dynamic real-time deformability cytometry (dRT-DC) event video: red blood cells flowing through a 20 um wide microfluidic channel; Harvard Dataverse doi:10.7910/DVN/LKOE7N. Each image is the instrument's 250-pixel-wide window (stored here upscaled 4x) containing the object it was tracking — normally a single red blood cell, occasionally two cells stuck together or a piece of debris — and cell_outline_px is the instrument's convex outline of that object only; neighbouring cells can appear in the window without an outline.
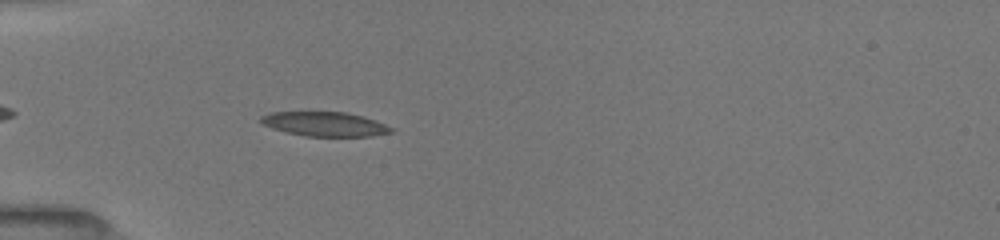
{"species": "common noctule bat (a hibernating species)", "species_latin": "Nyctalus noctula", "temperature_condition": "room temperature", "stored_images_in_passage": 40, "camera_frame_rate_fps": 3000, "um_per_image_px": 0.085, "animal": {"sex": "female", "body_mass_g": 19.5, "forearm_length_mm": 54.1}, "frame": {"image": 1, "passage_image": 5, "time_ms": 1.333, "image_size_px": [1000, 240], "cell_outline_px": [[396, 128], [392, 132], [372, 136], [304, 136], [272, 128], [260, 124], [260, 116], [272, 112], [344, 112], [364, 116], [376, 120]], "centroid_in_image_um": [27.63, 10.54], "position_along_channel_um": 57.4, "area_um2": 18.61}}
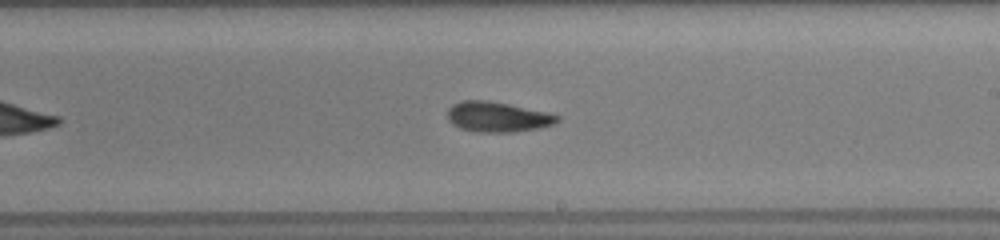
{"frame": {"image": 2, "passage_image": 20, "time_ms": 6.333, "image_size_px": [1000, 240], "cell_outline_px": [[560, 120], [556, 124], [540, 128], [512, 132], [472, 132], [460, 128], [452, 124], [448, 120], [448, 108], [452, 104], [460, 100], [488, 100], [548, 112], [560, 116]], "centroid_in_image_um": [42.29, 9.94], "position_along_channel_um": 246.7, "area_um2": 19.59}}
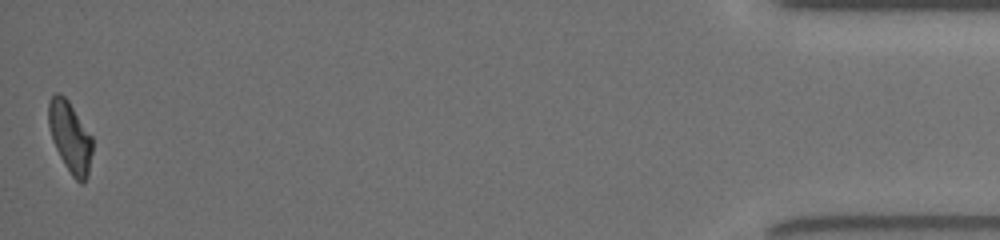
{"frame": {"image": 3, "passage_image": 40, "time_ms": 13.0, "image_size_px": [1000, 240], "cell_outline_px": [[92, 152], [88, 176], [84, 184], [80, 184], [72, 176], [64, 164], [52, 140], [48, 124], [48, 100], [56, 92], [60, 92], [68, 100], [92, 136]], "centroid_in_image_um": [5.95, 11.65], "position_along_channel_um": 429.2, "area_um2": 18.26}, "authors_computed_cell_mechanics": {"area_um2": 18.8139, "velocity_mm_per_s": 3.9962, "shape_relaxation_time_tau1_ms": 3.6603, "shape_relaxation_time_tau2_ms": 3.8126, "deformation_change_tau1": 0.1468, "deformation_change_tau2": 0.114}}